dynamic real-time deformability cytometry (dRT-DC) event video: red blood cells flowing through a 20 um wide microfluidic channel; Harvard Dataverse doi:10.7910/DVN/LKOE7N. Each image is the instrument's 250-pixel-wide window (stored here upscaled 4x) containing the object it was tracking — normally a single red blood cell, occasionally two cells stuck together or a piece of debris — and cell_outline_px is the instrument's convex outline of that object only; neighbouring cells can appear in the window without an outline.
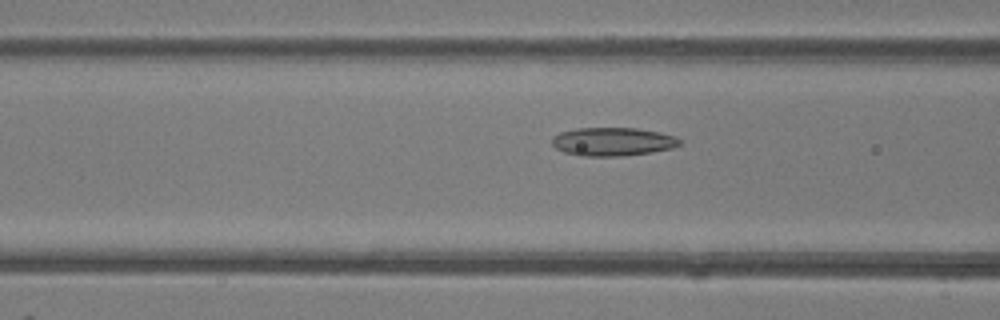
{"species": "common noctule bat (a hibernating species)", "species_latin": "Nyctalus noctula", "temperature_condition": "room temperature", "stored_images_in_passage": 35, "camera_frame_rate_fps": 3000, "um_per_image_px": 0.085, "animal": {"sex": "female"}, "frame": {"image": 1, "passage_image": 4, "time_ms": 1.0, "image_size_px": [1000, 320], "cell_outline_px": [[684, 144], [672, 148], [652, 152], [624, 156], [580, 156], [564, 152], [556, 148], [552, 144], [552, 136], [560, 132], [576, 128], [636, 128], [660, 132], [676, 136]], "centroid_in_image_um": [52.1, 12.04], "position_along_channel_um": 114.5, "area_um2": 21.39}}
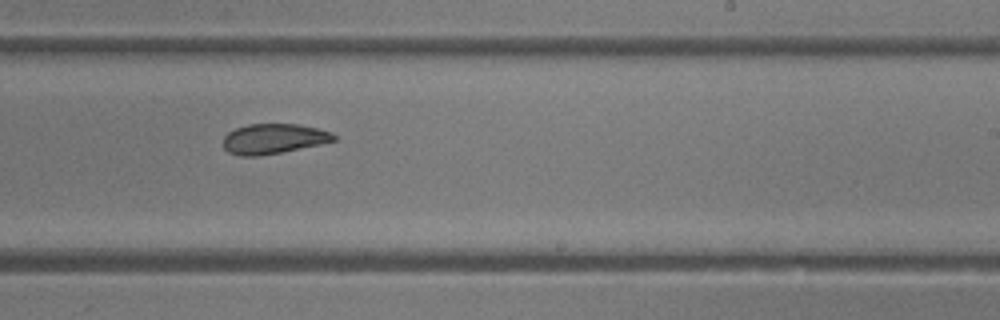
{"frame": {"image": 2, "passage_image": 15, "time_ms": 4.667, "image_size_px": [1000, 320], "cell_outline_px": [[336, 140], [320, 144], [280, 152], [256, 156], [240, 156], [228, 152], [224, 148], [224, 136], [228, 132], [236, 128], [248, 124], [296, 124], [316, 128], [332, 132], [336, 136]], "centroid_in_image_um": [23.23, 11.79], "position_along_channel_um": 265.8, "area_um2": 19.19}}
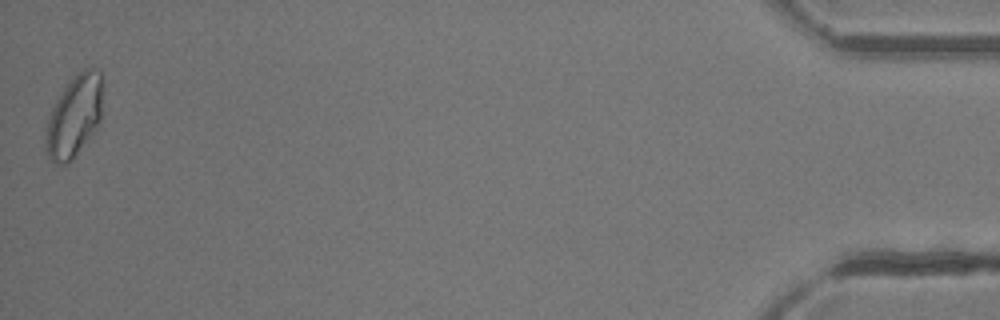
{"frame": {"image": 3, "passage_image": 34, "time_ms": 11.0, "image_size_px": [1000, 320], "cell_outline_px": [[104, 84], [100, 124], [72, 160], [64, 164], [56, 164], [48, 156], [44, 144], [48, 120], [52, 108], [56, 100], [68, 80], [76, 72], [88, 64], [96, 68], [104, 76]], "centroid_in_image_um": [6.37, 9.77], "position_along_channel_um": 428.8, "area_um2": 27.98}}